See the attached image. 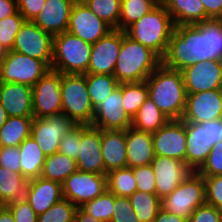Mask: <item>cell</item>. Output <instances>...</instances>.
Listing matches in <instances>:
<instances>
[{
	"mask_svg": "<svg viewBox=\"0 0 222 222\" xmlns=\"http://www.w3.org/2000/svg\"><path fill=\"white\" fill-rule=\"evenodd\" d=\"M207 60H222V19L175 26L162 64L182 71Z\"/></svg>",
	"mask_w": 222,
	"mask_h": 222,
	"instance_id": "6da1fadb",
	"label": "cell"
},
{
	"mask_svg": "<svg viewBox=\"0 0 222 222\" xmlns=\"http://www.w3.org/2000/svg\"><path fill=\"white\" fill-rule=\"evenodd\" d=\"M146 82L149 98L164 115L170 120L181 119L187 97L182 72L161 63Z\"/></svg>",
	"mask_w": 222,
	"mask_h": 222,
	"instance_id": "7a4b0ae2",
	"label": "cell"
},
{
	"mask_svg": "<svg viewBox=\"0 0 222 222\" xmlns=\"http://www.w3.org/2000/svg\"><path fill=\"white\" fill-rule=\"evenodd\" d=\"M161 63L162 59L154 51L122 31V45L114 69L119 83L146 81Z\"/></svg>",
	"mask_w": 222,
	"mask_h": 222,
	"instance_id": "3957f363",
	"label": "cell"
},
{
	"mask_svg": "<svg viewBox=\"0 0 222 222\" xmlns=\"http://www.w3.org/2000/svg\"><path fill=\"white\" fill-rule=\"evenodd\" d=\"M174 27L166 7L159 4L150 13L133 23L125 32L134 41L150 48L162 59L167 52Z\"/></svg>",
	"mask_w": 222,
	"mask_h": 222,
	"instance_id": "277c9868",
	"label": "cell"
},
{
	"mask_svg": "<svg viewBox=\"0 0 222 222\" xmlns=\"http://www.w3.org/2000/svg\"><path fill=\"white\" fill-rule=\"evenodd\" d=\"M92 44L65 31L53 36L51 69L61 74H86Z\"/></svg>",
	"mask_w": 222,
	"mask_h": 222,
	"instance_id": "5b68a950",
	"label": "cell"
},
{
	"mask_svg": "<svg viewBox=\"0 0 222 222\" xmlns=\"http://www.w3.org/2000/svg\"><path fill=\"white\" fill-rule=\"evenodd\" d=\"M62 113L75 124L91 125L94 107L90 101L86 74H61Z\"/></svg>",
	"mask_w": 222,
	"mask_h": 222,
	"instance_id": "8992f818",
	"label": "cell"
},
{
	"mask_svg": "<svg viewBox=\"0 0 222 222\" xmlns=\"http://www.w3.org/2000/svg\"><path fill=\"white\" fill-rule=\"evenodd\" d=\"M222 141V118L203 123H186L185 164L196 172L213 146Z\"/></svg>",
	"mask_w": 222,
	"mask_h": 222,
	"instance_id": "52a82bcc",
	"label": "cell"
},
{
	"mask_svg": "<svg viewBox=\"0 0 222 222\" xmlns=\"http://www.w3.org/2000/svg\"><path fill=\"white\" fill-rule=\"evenodd\" d=\"M205 203L204 177L193 171L171 194L161 200V208L188 221L194 210Z\"/></svg>",
	"mask_w": 222,
	"mask_h": 222,
	"instance_id": "ba28073f",
	"label": "cell"
},
{
	"mask_svg": "<svg viewBox=\"0 0 222 222\" xmlns=\"http://www.w3.org/2000/svg\"><path fill=\"white\" fill-rule=\"evenodd\" d=\"M50 70L44 61L11 50L0 65V82L32 87Z\"/></svg>",
	"mask_w": 222,
	"mask_h": 222,
	"instance_id": "9c48e42d",
	"label": "cell"
},
{
	"mask_svg": "<svg viewBox=\"0 0 222 222\" xmlns=\"http://www.w3.org/2000/svg\"><path fill=\"white\" fill-rule=\"evenodd\" d=\"M13 51L44 61L50 68L53 59V36L33 21H25L15 37Z\"/></svg>",
	"mask_w": 222,
	"mask_h": 222,
	"instance_id": "30bf717a",
	"label": "cell"
},
{
	"mask_svg": "<svg viewBox=\"0 0 222 222\" xmlns=\"http://www.w3.org/2000/svg\"><path fill=\"white\" fill-rule=\"evenodd\" d=\"M33 117L47 118L62 113L61 73L50 70L32 86Z\"/></svg>",
	"mask_w": 222,
	"mask_h": 222,
	"instance_id": "8fae6325",
	"label": "cell"
},
{
	"mask_svg": "<svg viewBox=\"0 0 222 222\" xmlns=\"http://www.w3.org/2000/svg\"><path fill=\"white\" fill-rule=\"evenodd\" d=\"M63 198L76 207L100 196L107 189V175L75 171L62 184Z\"/></svg>",
	"mask_w": 222,
	"mask_h": 222,
	"instance_id": "7c38bea8",
	"label": "cell"
},
{
	"mask_svg": "<svg viewBox=\"0 0 222 222\" xmlns=\"http://www.w3.org/2000/svg\"><path fill=\"white\" fill-rule=\"evenodd\" d=\"M76 124L65 114L59 113L47 118H33L31 133L46 156L59 151L61 138Z\"/></svg>",
	"mask_w": 222,
	"mask_h": 222,
	"instance_id": "4fadbf2b",
	"label": "cell"
},
{
	"mask_svg": "<svg viewBox=\"0 0 222 222\" xmlns=\"http://www.w3.org/2000/svg\"><path fill=\"white\" fill-rule=\"evenodd\" d=\"M222 118V90L187 94L181 117L185 123H203Z\"/></svg>",
	"mask_w": 222,
	"mask_h": 222,
	"instance_id": "5bb4252c",
	"label": "cell"
},
{
	"mask_svg": "<svg viewBox=\"0 0 222 222\" xmlns=\"http://www.w3.org/2000/svg\"><path fill=\"white\" fill-rule=\"evenodd\" d=\"M155 155L173 158L185 162L186 123L181 120H169L159 130L152 133Z\"/></svg>",
	"mask_w": 222,
	"mask_h": 222,
	"instance_id": "9a60e30c",
	"label": "cell"
},
{
	"mask_svg": "<svg viewBox=\"0 0 222 222\" xmlns=\"http://www.w3.org/2000/svg\"><path fill=\"white\" fill-rule=\"evenodd\" d=\"M122 45V30L113 29L92 44L86 74L114 75V69Z\"/></svg>",
	"mask_w": 222,
	"mask_h": 222,
	"instance_id": "2e32d148",
	"label": "cell"
},
{
	"mask_svg": "<svg viewBox=\"0 0 222 222\" xmlns=\"http://www.w3.org/2000/svg\"><path fill=\"white\" fill-rule=\"evenodd\" d=\"M91 125L101 130H126L132 126V119L123 107L122 83L94 108Z\"/></svg>",
	"mask_w": 222,
	"mask_h": 222,
	"instance_id": "e0dca14e",
	"label": "cell"
},
{
	"mask_svg": "<svg viewBox=\"0 0 222 222\" xmlns=\"http://www.w3.org/2000/svg\"><path fill=\"white\" fill-rule=\"evenodd\" d=\"M151 166L160 200L171 194L193 172L185 162L160 155L154 156Z\"/></svg>",
	"mask_w": 222,
	"mask_h": 222,
	"instance_id": "ac0fdd59",
	"label": "cell"
},
{
	"mask_svg": "<svg viewBox=\"0 0 222 222\" xmlns=\"http://www.w3.org/2000/svg\"><path fill=\"white\" fill-rule=\"evenodd\" d=\"M113 30L107 23L94 14L87 5L74 4L70 13L67 31L94 44Z\"/></svg>",
	"mask_w": 222,
	"mask_h": 222,
	"instance_id": "d6986e66",
	"label": "cell"
},
{
	"mask_svg": "<svg viewBox=\"0 0 222 222\" xmlns=\"http://www.w3.org/2000/svg\"><path fill=\"white\" fill-rule=\"evenodd\" d=\"M181 72L187 94L222 88V60L200 61Z\"/></svg>",
	"mask_w": 222,
	"mask_h": 222,
	"instance_id": "ffe728a7",
	"label": "cell"
},
{
	"mask_svg": "<svg viewBox=\"0 0 222 222\" xmlns=\"http://www.w3.org/2000/svg\"><path fill=\"white\" fill-rule=\"evenodd\" d=\"M76 162L79 171L105 174L100 128L93 125H84L81 128V142Z\"/></svg>",
	"mask_w": 222,
	"mask_h": 222,
	"instance_id": "44dd1931",
	"label": "cell"
},
{
	"mask_svg": "<svg viewBox=\"0 0 222 222\" xmlns=\"http://www.w3.org/2000/svg\"><path fill=\"white\" fill-rule=\"evenodd\" d=\"M0 102L8 117H33L31 86L0 82Z\"/></svg>",
	"mask_w": 222,
	"mask_h": 222,
	"instance_id": "7402d4cb",
	"label": "cell"
},
{
	"mask_svg": "<svg viewBox=\"0 0 222 222\" xmlns=\"http://www.w3.org/2000/svg\"><path fill=\"white\" fill-rule=\"evenodd\" d=\"M25 199L37 215L43 214L63 199L62 184L43 177L28 180Z\"/></svg>",
	"mask_w": 222,
	"mask_h": 222,
	"instance_id": "603a6c76",
	"label": "cell"
},
{
	"mask_svg": "<svg viewBox=\"0 0 222 222\" xmlns=\"http://www.w3.org/2000/svg\"><path fill=\"white\" fill-rule=\"evenodd\" d=\"M73 5L71 0H46L33 22L52 36L62 34L67 31Z\"/></svg>",
	"mask_w": 222,
	"mask_h": 222,
	"instance_id": "cb8c5ba5",
	"label": "cell"
},
{
	"mask_svg": "<svg viewBox=\"0 0 222 222\" xmlns=\"http://www.w3.org/2000/svg\"><path fill=\"white\" fill-rule=\"evenodd\" d=\"M126 153L129 168L151 164L155 156L152 133L133 126L126 129Z\"/></svg>",
	"mask_w": 222,
	"mask_h": 222,
	"instance_id": "d4e9b609",
	"label": "cell"
},
{
	"mask_svg": "<svg viewBox=\"0 0 222 222\" xmlns=\"http://www.w3.org/2000/svg\"><path fill=\"white\" fill-rule=\"evenodd\" d=\"M101 150L105 175L127 167L126 130H101Z\"/></svg>",
	"mask_w": 222,
	"mask_h": 222,
	"instance_id": "484cf974",
	"label": "cell"
},
{
	"mask_svg": "<svg viewBox=\"0 0 222 222\" xmlns=\"http://www.w3.org/2000/svg\"><path fill=\"white\" fill-rule=\"evenodd\" d=\"M162 4L171 15L175 26L196 25L206 20L201 0H165Z\"/></svg>",
	"mask_w": 222,
	"mask_h": 222,
	"instance_id": "4316f807",
	"label": "cell"
},
{
	"mask_svg": "<svg viewBox=\"0 0 222 222\" xmlns=\"http://www.w3.org/2000/svg\"><path fill=\"white\" fill-rule=\"evenodd\" d=\"M21 174L27 179L41 176L46 155L32 136L27 137L19 146Z\"/></svg>",
	"mask_w": 222,
	"mask_h": 222,
	"instance_id": "83f0119b",
	"label": "cell"
},
{
	"mask_svg": "<svg viewBox=\"0 0 222 222\" xmlns=\"http://www.w3.org/2000/svg\"><path fill=\"white\" fill-rule=\"evenodd\" d=\"M27 182L21 173L0 166V205L24 199Z\"/></svg>",
	"mask_w": 222,
	"mask_h": 222,
	"instance_id": "f1b7e54d",
	"label": "cell"
},
{
	"mask_svg": "<svg viewBox=\"0 0 222 222\" xmlns=\"http://www.w3.org/2000/svg\"><path fill=\"white\" fill-rule=\"evenodd\" d=\"M34 117H8L0 129V147H19L30 136Z\"/></svg>",
	"mask_w": 222,
	"mask_h": 222,
	"instance_id": "f546056e",
	"label": "cell"
},
{
	"mask_svg": "<svg viewBox=\"0 0 222 222\" xmlns=\"http://www.w3.org/2000/svg\"><path fill=\"white\" fill-rule=\"evenodd\" d=\"M77 170L76 160L58 151L46 156L41 177L63 184L65 179Z\"/></svg>",
	"mask_w": 222,
	"mask_h": 222,
	"instance_id": "4dcf8cb0",
	"label": "cell"
},
{
	"mask_svg": "<svg viewBox=\"0 0 222 222\" xmlns=\"http://www.w3.org/2000/svg\"><path fill=\"white\" fill-rule=\"evenodd\" d=\"M170 119L148 97L132 119V126L145 132H156Z\"/></svg>",
	"mask_w": 222,
	"mask_h": 222,
	"instance_id": "1f68e13d",
	"label": "cell"
},
{
	"mask_svg": "<svg viewBox=\"0 0 222 222\" xmlns=\"http://www.w3.org/2000/svg\"><path fill=\"white\" fill-rule=\"evenodd\" d=\"M160 3L156 0H121L118 30L126 31L143 15L150 13Z\"/></svg>",
	"mask_w": 222,
	"mask_h": 222,
	"instance_id": "d6a6232c",
	"label": "cell"
},
{
	"mask_svg": "<svg viewBox=\"0 0 222 222\" xmlns=\"http://www.w3.org/2000/svg\"><path fill=\"white\" fill-rule=\"evenodd\" d=\"M86 83L90 101L95 108L119 86L114 75L86 74Z\"/></svg>",
	"mask_w": 222,
	"mask_h": 222,
	"instance_id": "836d02e7",
	"label": "cell"
},
{
	"mask_svg": "<svg viewBox=\"0 0 222 222\" xmlns=\"http://www.w3.org/2000/svg\"><path fill=\"white\" fill-rule=\"evenodd\" d=\"M128 198L140 222H153L161 209V200L157 194L135 191Z\"/></svg>",
	"mask_w": 222,
	"mask_h": 222,
	"instance_id": "e575fe53",
	"label": "cell"
},
{
	"mask_svg": "<svg viewBox=\"0 0 222 222\" xmlns=\"http://www.w3.org/2000/svg\"><path fill=\"white\" fill-rule=\"evenodd\" d=\"M107 189L115 196L129 197L137 191L133 169L126 167L107 173Z\"/></svg>",
	"mask_w": 222,
	"mask_h": 222,
	"instance_id": "d590c367",
	"label": "cell"
},
{
	"mask_svg": "<svg viewBox=\"0 0 222 222\" xmlns=\"http://www.w3.org/2000/svg\"><path fill=\"white\" fill-rule=\"evenodd\" d=\"M123 107L127 115L133 119L148 96L146 81L122 83Z\"/></svg>",
	"mask_w": 222,
	"mask_h": 222,
	"instance_id": "8d00e7d4",
	"label": "cell"
},
{
	"mask_svg": "<svg viewBox=\"0 0 222 222\" xmlns=\"http://www.w3.org/2000/svg\"><path fill=\"white\" fill-rule=\"evenodd\" d=\"M81 208L102 222H110L114 211V194L106 189L97 198L84 203Z\"/></svg>",
	"mask_w": 222,
	"mask_h": 222,
	"instance_id": "74e56055",
	"label": "cell"
},
{
	"mask_svg": "<svg viewBox=\"0 0 222 222\" xmlns=\"http://www.w3.org/2000/svg\"><path fill=\"white\" fill-rule=\"evenodd\" d=\"M86 5L112 29H118L121 0H90Z\"/></svg>",
	"mask_w": 222,
	"mask_h": 222,
	"instance_id": "f35d334b",
	"label": "cell"
},
{
	"mask_svg": "<svg viewBox=\"0 0 222 222\" xmlns=\"http://www.w3.org/2000/svg\"><path fill=\"white\" fill-rule=\"evenodd\" d=\"M76 208L69 200L63 198L38 215L37 222H74Z\"/></svg>",
	"mask_w": 222,
	"mask_h": 222,
	"instance_id": "ab89813d",
	"label": "cell"
},
{
	"mask_svg": "<svg viewBox=\"0 0 222 222\" xmlns=\"http://www.w3.org/2000/svg\"><path fill=\"white\" fill-rule=\"evenodd\" d=\"M25 21L19 11L0 20V44L8 51L12 50L15 37Z\"/></svg>",
	"mask_w": 222,
	"mask_h": 222,
	"instance_id": "60d3db41",
	"label": "cell"
},
{
	"mask_svg": "<svg viewBox=\"0 0 222 222\" xmlns=\"http://www.w3.org/2000/svg\"><path fill=\"white\" fill-rule=\"evenodd\" d=\"M83 124H76L60 140L59 152L76 160L79 155L81 142V128Z\"/></svg>",
	"mask_w": 222,
	"mask_h": 222,
	"instance_id": "b9f144b4",
	"label": "cell"
},
{
	"mask_svg": "<svg viewBox=\"0 0 222 222\" xmlns=\"http://www.w3.org/2000/svg\"><path fill=\"white\" fill-rule=\"evenodd\" d=\"M196 172L202 176L222 175V141L213 146L207 159Z\"/></svg>",
	"mask_w": 222,
	"mask_h": 222,
	"instance_id": "7bdbcfd3",
	"label": "cell"
},
{
	"mask_svg": "<svg viewBox=\"0 0 222 222\" xmlns=\"http://www.w3.org/2000/svg\"><path fill=\"white\" fill-rule=\"evenodd\" d=\"M137 191L156 194L155 174L151 164L132 168Z\"/></svg>",
	"mask_w": 222,
	"mask_h": 222,
	"instance_id": "ee69618b",
	"label": "cell"
},
{
	"mask_svg": "<svg viewBox=\"0 0 222 222\" xmlns=\"http://www.w3.org/2000/svg\"><path fill=\"white\" fill-rule=\"evenodd\" d=\"M110 222H140L128 197L114 195V211Z\"/></svg>",
	"mask_w": 222,
	"mask_h": 222,
	"instance_id": "f6af8a7d",
	"label": "cell"
},
{
	"mask_svg": "<svg viewBox=\"0 0 222 222\" xmlns=\"http://www.w3.org/2000/svg\"><path fill=\"white\" fill-rule=\"evenodd\" d=\"M203 177L206 185V203L222 211V175Z\"/></svg>",
	"mask_w": 222,
	"mask_h": 222,
	"instance_id": "bcb514c9",
	"label": "cell"
},
{
	"mask_svg": "<svg viewBox=\"0 0 222 222\" xmlns=\"http://www.w3.org/2000/svg\"><path fill=\"white\" fill-rule=\"evenodd\" d=\"M5 206L11 211L15 222H37L38 215L25 198Z\"/></svg>",
	"mask_w": 222,
	"mask_h": 222,
	"instance_id": "7dc6e473",
	"label": "cell"
},
{
	"mask_svg": "<svg viewBox=\"0 0 222 222\" xmlns=\"http://www.w3.org/2000/svg\"><path fill=\"white\" fill-rule=\"evenodd\" d=\"M188 222H222V211L205 203L194 210Z\"/></svg>",
	"mask_w": 222,
	"mask_h": 222,
	"instance_id": "c3c4849f",
	"label": "cell"
},
{
	"mask_svg": "<svg viewBox=\"0 0 222 222\" xmlns=\"http://www.w3.org/2000/svg\"><path fill=\"white\" fill-rule=\"evenodd\" d=\"M19 147H0V166L21 173Z\"/></svg>",
	"mask_w": 222,
	"mask_h": 222,
	"instance_id": "681fc988",
	"label": "cell"
},
{
	"mask_svg": "<svg viewBox=\"0 0 222 222\" xmlns=\"http://www.w3.org/2000/svg\"><path fill=\"white\" fill-rule=\"evenodd\" d=\"M46 0H16L19 13L26 21H33L43 8Z\"/></svg>",
	"mask_w": 222,
	"mask_h": 222,
	"instance_id": "f907efd6",
	"label": "cell"
},
{
	"mask_svg": "<svg viewBox=\"0 0 222 222\" xmlns=\"http://www.w3.org/2000/svg\"><path fill=\"white\" fill-rule=\"evenodd\" d=\"M205 8L206 20L222 19V0H201Z\"/></svg>",
	"mask_w": 222,
	"mask_h": 222,
	"instance_id": "816d5d0a",
	"label": "cell"
},
{
	"mask_svg": "<svg viewBox=\"0 0 222 222\" xmlns=\"http://www.w3.org/2000/svg\"><path fill=\"white\" fill-rule=\"evenodd\" d=\"M18 11L16 0H0V20L14 15Z\"/></svg>",
	"mask_w": 222,
	"mask_h": 222,
	"instance_id": "f5cc1de1",
	"label": "cell"
},
{
	"mask_svg": "<svg viewBox=\"0 0 222 222\" xmlns=\"http://www.w3.org/2000/svg\"><path fill=\"white\" fill-rule=\"evenodd\" d=\"M153 222H188L185 218L179 217L178 215H175L173 213L167 212L166 210H163L162 208L156 215Z\"/></svg>",
	"mask_w": 222,
	"mask_h": 222,
	"instance_id": "db71d44e",
	"label": "cell"
},
{
	"mask_svg": "<svg viewBox=\"0 0 222 222\" xmlns=\"http://www.w3.org/2000/svg\"><path fill=\"white\" fill-rule=\"evenodd\" d=\"M74 222H102L94 216L85 212L81 207H77L74 215Z\"/></svg>",
	"mask_w": 222,
	"mask_h": 222,
	"instance_id": "11a10c76",
	"label": "cell"
},
{
	"mask_svg": "<svg viewBox=\"0 0 222 222\" xmlns=\"http://www.w3.org/2000/svg\"><path fill=\"white\" fill-rule=\"evenodd\" d=\"M0 222H15L11 211L5 205H0Z\"/></svg>",
	"mask_w": 222,
	"mask_h": 222,
	"instance_id": "9f6ffc18",
	"label": "cell"
},
{
	"mask_svg": "<svg viewBox=\"0 0 222 222\" xmlns=\"http://www.w3.org/2000/svg\"><path fill=\"white\" fill-rule=\"evenodd\" d=\"M8 119V115L6 110L3 108L0 102V129L5 124L6 120Z\"/></svg>",
	"mask_w": 222,
	"mask_h": 222,
	"instance_id": "6f0895ef",
	"label": "cell"
},
{
	"mask_svg": "<svg viewBox=\"0 0 222 222\" xmlns=\"http://www.w3.org/2000/svg\"><path fill=\"white\" fill-rule=\"evenodd\" d=\"M8 53V50L5 49L1 44H0V65L3 62V60L5 59L6 55Z\"/></svg>",
	"mask_w": 222,
	"mask_h": 222,
	"instance_id": "680465c9",
	"label": "cell"
},
{
	"mask_svg": "<svg viewBox=\"0 0 222 222\" xmlns=\"http://www.w3.org/2000/svg\"><path fill=\"white\" fill-rule=\"evenodd\" d=\"M73 4H84L86 5L90 0H71Z\"/></svg>",
	"mask_w": 222,
	"mask_h": 222,
	"instance_id": "91938a15",
	"label": "cell"
},
{
	"mask_svg": "<svg viewBox=\"0 0 222 222\" xmlns=\"http://www.w3.org/2000/svg\"><path fill=\"white\" fill-rule=\"evenodd\" d=\"M158 3L162 4L165 0H156Z\"/></svg>",
	"mask_w": 222,
	"mask_h": 222,
	"instance_id": "94428289",
	"label": "cell"
}]
</instances>
